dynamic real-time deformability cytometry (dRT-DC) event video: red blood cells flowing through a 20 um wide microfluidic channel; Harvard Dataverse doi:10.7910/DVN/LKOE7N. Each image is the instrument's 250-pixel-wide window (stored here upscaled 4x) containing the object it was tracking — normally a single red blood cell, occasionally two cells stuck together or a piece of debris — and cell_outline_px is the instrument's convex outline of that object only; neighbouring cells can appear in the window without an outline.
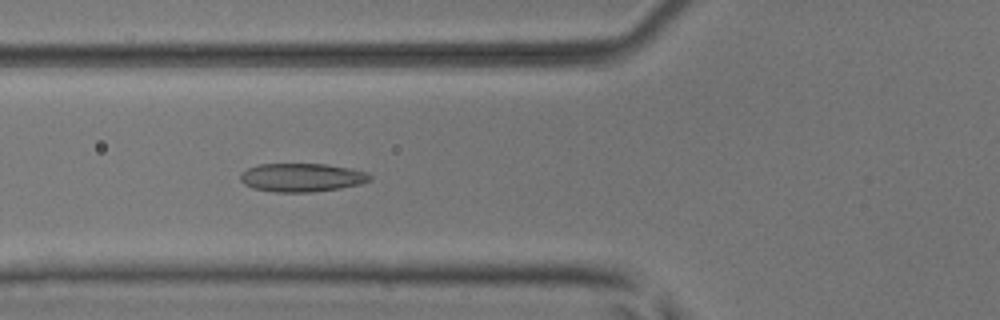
{"species": "common noctule bat (a hibernating species)", "species_latin": "Nyctalus noctula", "temperature_condition": "room temperature", "stored_images_in_passage": 41, "camera_frame_rate_fps": 3000, "um_per_image_px": 0.085, "animal": {"sex": "male", "body_mass_g": 17.9, "forearm_length_mm": 54.2}, "frame": {"image": 1, "passage_image": 19, "time_ms": 6.0, "image_size_px": [1000, 320], "cell_outline_px": [[372, 180], [360, 184], [340, 188], [312, 192], [276, 192], [252, 188], [244, 184], [240, 180], [240, 172], [248, 168], [260, 164], [324, 164], [352, 168], [364, 172], [372, 176]], "centroid_in_image_um": [25.64, 15.09], "position_along_channel_um": 100.2, "area_um2": 21.56}}
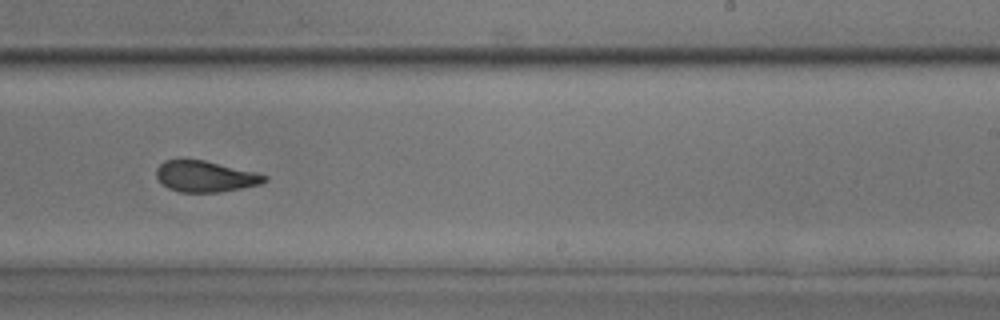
{"frame": {"image": 2, "passage_image": 32, "time_ms": 10.333, "image_size_px": [1000, 320], "cell_outline_px": [[268, 180], [260, 184], [220, 192], [180, 192], [168, 188], [156, 176], [156, 168], [164, 160], [176, 156], [180, 156], [204, 160], [256, 172], [268, 176]], "centroid_in_image_um": [17.4, 14.95], "position_along_channel_um": 271.6, "area_um2": 20.06}}
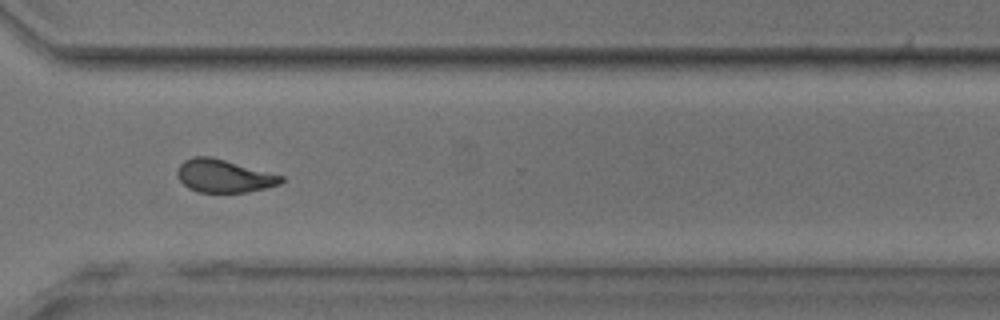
{"frame": {"image": 3, "passage_image": 38, "time_ms": 12.333, "image_size_px": [1000, 320], "cell_outline_px": [[284, 180], [280, 184], [248, 192], [196, 192], [188, 188], [180, 180], [176, 172], [180, 164], [184, 160], [192, 156], [208, 156], [224, 160], [284, 176]], "centroid_in_image_um": [19.01, 14.96], "position_along_channel_um": 351.6, "area_um2": 19.77}, "authors_computed_cell_mechanics": {"area_um2": 21.0392, "velocity_mm_per_s": 3.9772, "shape_relaxation_time_tau1_ms": 4.0974, "shape_relaxation_time_tau2_ms": 1.7935, "deformation_change_tau1": 0.1259, "deformation_change_tau2": 0.0728}}